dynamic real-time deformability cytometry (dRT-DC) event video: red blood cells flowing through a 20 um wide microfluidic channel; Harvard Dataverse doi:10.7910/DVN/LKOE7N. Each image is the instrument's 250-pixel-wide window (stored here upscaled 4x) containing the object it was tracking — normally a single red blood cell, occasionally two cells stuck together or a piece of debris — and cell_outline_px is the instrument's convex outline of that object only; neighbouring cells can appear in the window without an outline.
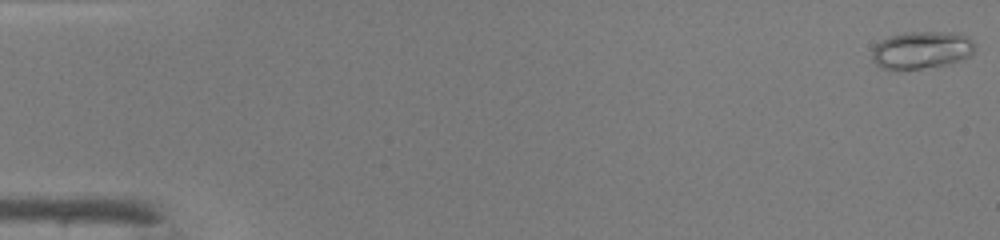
{"species": "common noctule bat (a hibernating species)", "species_latin": "Nyctalus noctula", "temperature_condition": "warm", "stored_images_in_passage": 48, "camera_frame_rate_fps": 3000, "um_per_image_px": 0.085, "animal": {"sex": "male", "body_mass_g": 19.0, "forearm_length_mm": 50.8}, "frame": {"image": 1, "passage_image": 1, "time_ms": 0.0, "image_size_px": [1000, 240], "cell_outline_px": [[972, 52], [968, 56], [944, 64], [896, 72], [880, 68], [872, 60], [872, 48], [880, 40], [904, 32], [952, 32], [968, 36], [972, 40]], "centroid_in_image_um": [78.22, 4.26], "position_along_channel_um": 6.8, "area_um2": 22.43}}
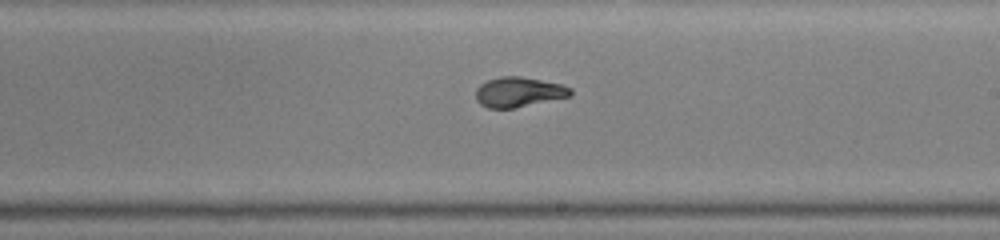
{"frame": {"image": 2, "passage_image": 29, "time_ms": 9.333, "image_size_px": [1000, 240], "cell_outline_px": [[572, 96], [512, 108], [488, 108], [480, 104], [476, 100], [476, 88], [480, 84], [488, 80], [500, 76], [520, 76], [560, 84], [572, 88]], "centroid_in_image_um": [44.08, 7.82], "position_along_channel_um": 244.9, "area_um2": 16.47}}
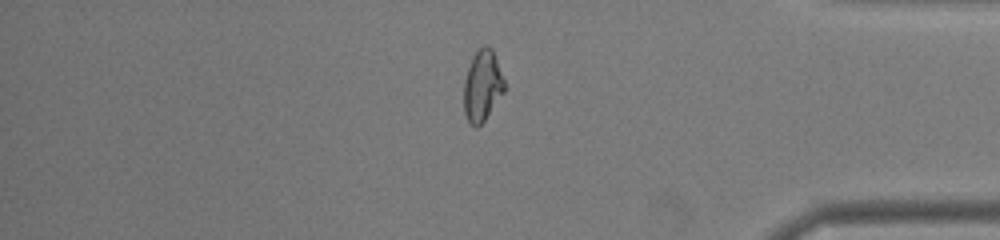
{"frame": {"image": 3, "passage_image": 41, "time_ms": 13.333, "image_size_px": [1000, 240], "cell_outline_px": [[504, 92], [484, 120], [476, 128], [468, 120], [464, 112], [464, 80], [472, 56], [484, 44], [492, 48], [504, 80]], "centroid_in_image_um": [40.99, 7.27], "position_along_channel_um": 394.2, "area_um2": 16.53}, "authors_computed_cell_mechanics": {"area_um2": 17.8313, "velocity_mm_per_s": 4.298, "shape_relaxation_time_tau1_ms": 7.9288, "shape_relaxation_time_tau2_ms": 0.8286, "deformation_change_tau1": 0.3152, "deformation_change_tau2": 0.0505}}